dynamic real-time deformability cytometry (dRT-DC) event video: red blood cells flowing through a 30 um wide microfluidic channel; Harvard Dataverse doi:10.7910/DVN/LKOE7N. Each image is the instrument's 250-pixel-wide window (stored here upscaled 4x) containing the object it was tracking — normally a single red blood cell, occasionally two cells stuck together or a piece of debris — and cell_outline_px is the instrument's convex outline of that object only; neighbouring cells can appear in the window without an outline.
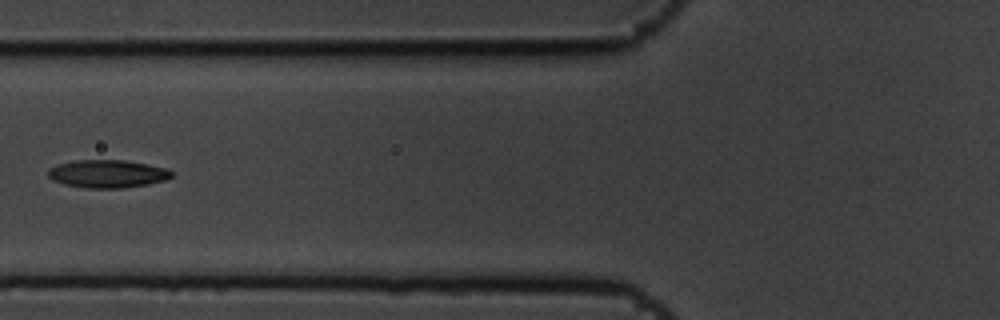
{"species": "common noctule bat (a hibernating species)", "species_latin": "Nyctalus noctula", "temperature_condition": "cold", "stored_images_in_passage": 9, "camera_frame_rate_fps": 3000, "um_per_image_px": 0.085, "animal": {"sex": "male", "body_mass_g": 19.5, "forearm_length_mm": 54.6}, "frame": {"image": 1, "passage_image": 6, "time_ms": 1.667, "image_size_px": [1000, 320], "cell_outline_px": [[172, 176], [164, 180], [148, 184], [124, 188], [88, 188], [64, 184], [52, 180], [48, 176], [48, 168], [60, 164], [76, 160], [124, 160], [148, 164], [164, 168], [172, 172]], "centroid_in_image_um": [9.11, 14.77], "position_along_channel_um": 116.7, "area_um2": 19.94}}
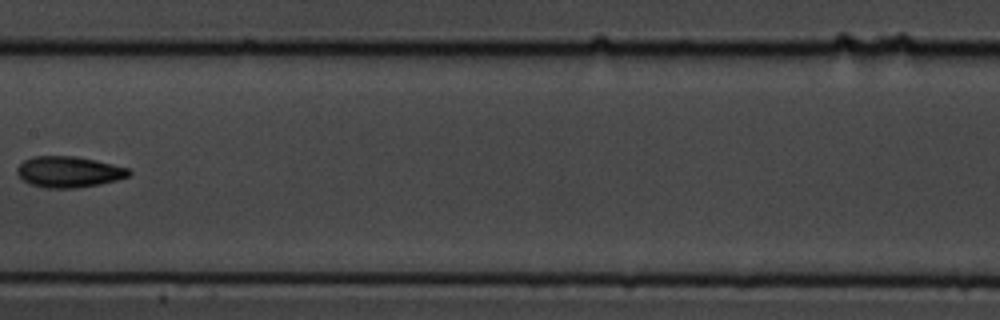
{"frame": {"image": 2, "passage_image": 8, "time_ms": 2.333, "image_size_px": [1000, 320], "cell_outline_px": [[132, 172], [128, 176], [116, 180], [100, 184], [76, 188], [44, 188], [28, 184], [16, 172], [16, 168], [24, 160], [32, 156], [72, 156], [96, 160], [128, 168]], "centroid_in_image_um": [5.82, 14.61], "position_along_channel_um": 201.6, "area_um2": 20.23}}
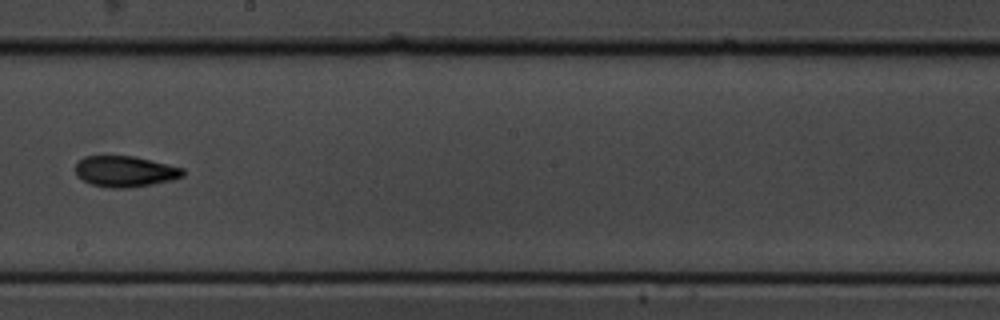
{"frame": {"image": 3, "passage_image": 9, "time_ms": 2.667, "image_size_px": [1000, 320], "cell_outline_px": [[184, 176], [172, 180], [152, 184], [128, 188], [108, 188], [92, 184], [76, 176], [76, 164], [84, 156], [136, 156], [184, 168]], "centroid_in_image_um": [10.65, 14.57], "position_along_channel_um": 237.6, "area_um2": 19.42}}